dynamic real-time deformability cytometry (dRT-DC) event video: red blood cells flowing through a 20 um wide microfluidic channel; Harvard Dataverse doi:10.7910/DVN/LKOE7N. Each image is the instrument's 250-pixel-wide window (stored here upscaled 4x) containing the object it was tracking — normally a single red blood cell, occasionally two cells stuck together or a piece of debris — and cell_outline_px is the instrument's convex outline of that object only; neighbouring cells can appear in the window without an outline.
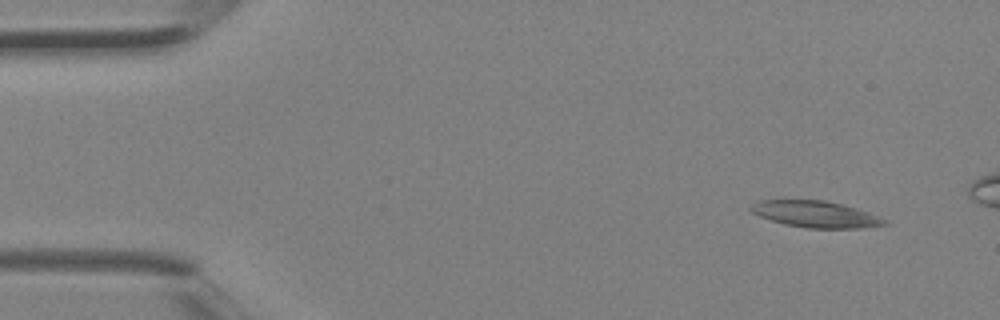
{"species": "Egyptian fruit bat (a non-hibernating species)", "species_latin": "Rousettus aegyptiacus", "temperature_condition": "room temperature", "stored_images_in_passage": 3, "camera_frame_rate_fps": 3000, "um_per_image_px": 0.085, "animal": {"sex": "female"}, "frame": {"image": 1, "passage_image": 1, "time_ms": 0.0, "image_size_px": [1000, 320], "cell_outline_px": [[888, 224], [860, 228], [808, 228], [784, 224], [760, 216], [752, 212], [748, 208], [752, 204], [760, 200], [824, 200], [856, 208], [868, 212], [888, 220]], "centroid_in_image_um": [69.33, 18.21], "position_along_channel_um": 15.7, "area_um2": 20.46}}